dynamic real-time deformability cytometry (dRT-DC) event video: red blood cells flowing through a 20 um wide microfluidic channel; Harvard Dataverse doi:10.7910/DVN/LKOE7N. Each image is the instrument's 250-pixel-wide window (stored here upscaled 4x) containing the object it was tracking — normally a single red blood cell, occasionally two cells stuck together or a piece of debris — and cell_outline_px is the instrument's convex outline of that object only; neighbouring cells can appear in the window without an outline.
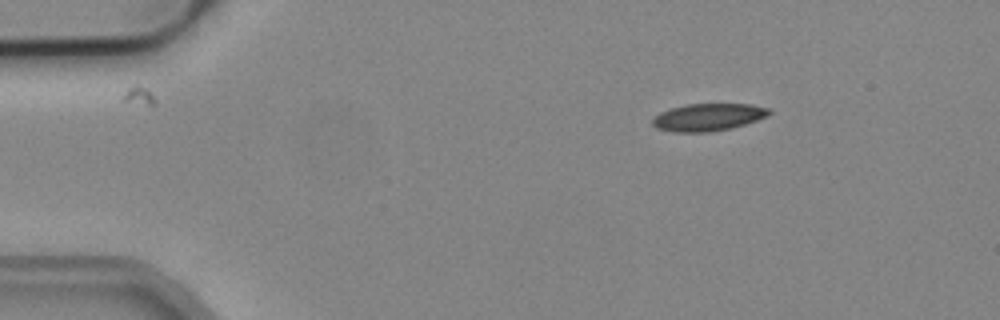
{"species": "common noctule bat (a hibernating species)", "species_latin": "Nyctalus noctula", "temperature_condition": "cold", "stored_images_in_passage": 3, "camera_frame_rate_fps": 3000, "um_per_image_px": 0.085, "animal": {"sex": "male", "body_mass_g": 19.2, "forearm_length_mm": 51.8}, "frame": {"image": 1, "passage_image": 3, "time_ms": 0.667, "image_size_px": [1000, 320], "cell_outline_px": [[772, 112], [768, 116], [732, 128], [712, 132], [672, 132], [656, 128], [652, 124], [652, 116], [660, 112], [684, 104], [752, 104], [768, 108]], "centroid_in_image_um": [60.16, 9.96], "position_along_channel_um": 24.8, "area_um2": 18.79}}